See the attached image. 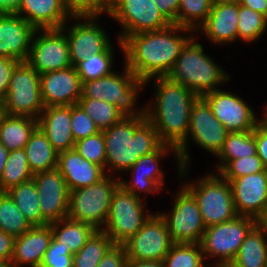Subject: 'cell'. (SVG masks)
<instances>
[{
	"label": "cell",
	"mask_w": 267,
	"mask_h": 267,
	"mask_svg": "<svg viewBox=\"0 0 267 267\" xmlns=\"http://www.w3.org/2000/svg\"><path fill=\"white\" fill-rule=\"evenodd\" d=\"M228 267H267V228L261 222L246 236Z\"/></svg>",
	"instance_id": "28"
},
{
	"label": "cell",
	"mask_w": 267,
	"mask_h": 267,
	"mask_svg": "<svg viewBox=\"0 0 267 267\" xmlns=\"http://www.w3.org/2000/svg\"><path fill=\"white\" fill-rule=\"evenodd\" d=\"M215 4H239V0H212Z\"/></svg>",
	"instance_id": "56"
},
{
	"label": "cell",
	"mask_w": 267,
	"mask_h": 267,
	"mask_svg": "<svg viewBox=\"0 0 267 267\" xmlns=\"http://www.w3.org/2000/svg\"><path fill=\"white\" fill-rule=\"evenodd\" d=\"M15 13L35 29H59L71 18L62 0H22Z\"/></svg>",
	"instance_id": "27"
},
{
	"label": "cell",
	"mask_w": 267,
	"mask_h": 267,
	"mask_svg": "<svg viewBox=\"0 0 267 267\" xmlns=\"http://www.w3.org/2000/svg\"><path fill=\"white\" fill-rule=\"evenodd\" d=\"M264 110H263V114L264 115H262V117H260V118H262L266 123H267V103H266V105L264 106V107H262Z\"/></svg>",
	"instance_id": "59"
},
{
	"label": "cell",
	"mask_w": 267,
	"mask_h": 267,
	"mask_svg": "<svg viewBox=\"0 0 267 267\" xmlns=\"http://www.w3.org/2000/svg\"><path fill=\"white\" fill-rule=\"evenodd\" d=\"M119 187L118 177L106 175L96 184L70 191L67 217L102 230L109 216L113 195Z\"/></svg>",
	"instance_id": "9"
},
{
	"label": "cell",
	"mask_w": 267,
	"mask_h": 267,
	"mask_svg": "<svg viewBox=\"0 0 267 267\" xmlns=\"http://www.w3.org/2000/svg\"><path fill=\"white\" fill-rule=\"evenodd\" d=\"M32 226L7 192H0V230L19 237Z\"/></svg>",
	"instance_id": "36"
},
{
	"label": "cell",
	"mask_w": 267,
	"mask_h": 267,
	"mask_svg": "<svg viewBox=\"0 0 267 267\" xmlns=\"http://www.w3.org/2000/svg\"><path fill=\"white\" fill-rule=\"evenodd\" d=\"M71 131L75 142L100 132L79 104L71 105Z\"/></svg>",
	"instance_id": "45"
},
{
	"label": "cell",
	"mask_w": 267,
	"mask_h": 267,
	"mask_svg": "<svg viewBox=\"0 0 267 267\" xmlns=\"http://www.w3.org/2000/svg\"><path fill=\"white\" fill-rule=\"evenodd\" d=\"M113 245V241L104 231L96 230L86 244L73 254V267H97Z\"/></svg>",
	"instance_id": "34"
},
{
	"label": "cell",
	"mask_w": 267,
	"mask_h": 267,
	"mask_svg": "<svg viewBox=\"0 0 267 267\" xmlns=\"http://www.w3.org/2000/svg\"><path fill=\"white\" fill-rule=\"evenodd\" d=\"M24 150L33 174L57 169L58 152L40 127L34 129Z\"/></svg>",
	"instance_id": "29"
},
{
	"label": "cell",
	"mask_w": 267,
	"mask_h": 267,
	"mask_svg": "<svg viewBox=\"0 0 267 267\" xmlns=\"http://www.w3.org/2000/svg\"><path fill=\"white\" fill-rule=\"evenodd\" d=\"M254 136L257 145V155L262 160L265 170H267V123L263 119L256 125Z\"/></svg>",
	"instance_id": "49"
},
{
	"label": "cell",
	"mask_w": 267,
	"mask_h": 267,
	"mask_svg": "<svg viewBox=\"0 0 267 267\" xmlns=\"http://www.w3.org/2000/svg\"><path fill=\"white\" fill-rule=\"evenodd\" d=\"M212 4V0H180L176 25L196 32L207 20Z\"/></svg>",
	"instance_id": "40"
},
{
	"label": "cell",
	"mask_w": 267,
	"mask_h": 267,
	"mask_svg": "<svg viewBox=\"0 0 267 267\" xmlns=\"http://www.w3.org/2000/svg\"><path fill=\"white\" fill-rule=\"evenodd\" d=\"M78 104L94 121L99 131L108 129L124 118L123 114L117 109L115 105L102 100L79 98Z\"/></svg>",
	"instance_id": "38"
},
{
	"label": "cell",
	"mask_w": 267,
	"mask_h": 267,
	"mask_svg": "<svg viewBox=\"0 0 267 267\" xmlns=\"http://www.w3.org/2000/svg\"><path fill=\"white\" fill-rule=\"evenodd\" d=\"M42 212V225L67 217L70 191L66 181L57 170L33 174Z\"/></svg>",
	"instance_id": "19"
},
{
	"label": "cell",
	"mask_w": 267,
	"mask_h": 267,
	"mask_svg": "<svg viewBox=\"0 0 267 267\" xmlns=\"http://www.w3.org/2000/svg\"><path fill=\"white\" fill-rule=\"evenodd\" d=\"M261 223L267 228V216L265 217V219Z\"/></svg>",
	"instance_id": "60"
},
{
	"label": "cell",
	"mask_w": 267,
	"mask_h": 267,
	"mask_svg": "<svg viewBox=\"0 0 267 267\" xmlns=\"http://www.w3.org/2000/svg\"><path fill=\"white\" fill-rule=\"evenodd\" d=\"M228 133L229 131L225 126L213 115L207 101L203 97H198L191 109L187 138L176 149L181 168L192 165V158L190 157L192 154L189 153L188 148L189 143L193 142L195 146L201 147L210 155L216 157L222 150Z\"/></svg>",
	"instance_id": "7"
},
{
	"label": "cell",
	"mask_w": 267,
	"mask_h": 267,
	"mask_svg": "<svg viewBox=\"0 0 267 267\" xmlns=\"http://www.w3.org/2000/svg\"><path fill=\"white\" fill-rule=\"evenodd\" d=\"M230 184L238 216L262 222L267 216V170L234 178Z\"/></svg>",
	"instance_id": "20"
},
{
	"label": "cell",
	"mask_w": 267,
	"mask_h": 267,
	"mask_svg": "<svg viewBox=\"0 0 267 267\" xmlns=\"http://www.w3.org/2000/svg\"><path fill=\"white\" fill-rule=\"evenodd\" d=\"M7 115L30 116L38 119L45 108L40 90V74L26 61L19 62L11 74L4 98Z\"/></svg>",
	"instance_id": "12"
},
{
	"label": "cell",
	"mask_w": 267,
	"mask_h": 267,
	"mask_svg": "<svg viewBox=\"0 0 267 267\" xmlns=\"http://www.w3.org/2000/svg\"><path fill=\"white\" fill-rule=\"evenodd\" d=\"M6 192L14 200L31 226H42V212L33 179L13 186Z\"/></svg>",
	"instance_id": "33"
},
{
	"label": "cell",
	"mask_w": 267,
	"mask_h": 267,
	"mask_svg": "<svg viewBox=\"0 0 267 267\" xmlns=\"http://www.w3.org/2000/svg\"><path fill=\"white\" fill-rule=\"evenodd\" d=\"M258 223L252 217L237 216L228 222L206 227L199 243L205 261L211 259L209 266L228 267L246 236Z\"/></svg>",
	"instance_id": "8"
},
{
	"label": "cell",
	"mask_w": 267,
	"mask_h": 267,
	"mask_svg": "<svg viewBox=\"0 0 267 267\" xmlns=\"http://www.w3.org/2000/svg\"><path fill=\"white\" fill-rule=\"evenodd\" d=\"M162 16L170 23L176 25L180 0H153Z\"/></svg>",
	"instance_id": "50"
},
{
	"label": "cell",
	"mask_w": 267,
	"mask_h": 267,
	"mask_svg": "<svg viewBox=\"0 0 267 267\" xmlns=\"http://www.w3.org/2000/svg\"><path fill=\"white\" fill-rule=\"evenodd\" d=\"M5 115H6V111H5L4 100L0 99V122L2 121Z\"/></svg>",
	"instance_id": "57"
},
{
	"label": "cell",
	"mask_w": 267,
	"mask_h": 267,
	"mask_svg": "<svg viewBox=\"0 0 267 267\" xmlns=\"http://www.w3.org/2000/svg\"><path fill=\"white\" fill-rule=\"evenodd\" d=\"M22 0H0V15L14 14L21 6Z\"/></svg>",
	"instance_id": "53"
},
{
	"label": "cell",
	"mask_w": 267,
	"mask_h": 267,
	"mask_svg": "<svg viewBox=\"0 0 267 267\" xmlns=\"http://www.w3.org/2000/svg\"><path fill=\"white\" fill-rule=\"evenodd\" d=\"M173 196L171 211H159L174 243H200L206 229L198 203L183 186Z\"/></svg>",
	"instance_id": "13"
},
{
	"label": "cell",
	"mask_w": 267,
	"mask_h": 267,
	"mask_svg": "<svg viewBox=\"0 0 267 267\" xmlns=\"http://www.w3.org/2000/svg\"><path fill=\"white\" fill-rule=\"evenodd\" d=\"M151 80L154 81V99L144 104L145 116L154 125L163 143L177 149L187 138L191 109L199 96L168 77L148 79L145 88Z\"/></svg>",
	"instance_id": "2"
},
{
	"label": "cell",
	"mask_w": 267,
	"mask_h": 267,
	"mask_svg": "<svg viewBox=\"0 0 267 267\" xmlns=\"http://www.w3.org/2000/svg\"><path fill=\"white\" fill-rule=\"evenodd\" d=\"M239 4H212L207 20L195 34L203 35L216 47L231 45L238 40Z\"/></svg>",
	"instance_id": "23"
},
{
	"label": "cell",
	"mask_w": 267,
	"mask_h": 267,
	"mask_svg": "<svg viewBox=\"0 0 267 267\" xmlns=\"http://www.w3.org/2000/svg\"><path fill=\"white\" fill-rule=\"evenodd\" d=\"M127 267H164L163 261L128 260Z\"/></svg>",
	"instance_id": "54"
},
{
	"label": "cell",
	"mask_w": 267,
	"mask_h": 267,
	"mask_svg": "<svg viewBox=\"0 0 267 267\" xmlns=\"http://www.w3.org/2000/svg\"><path fill=\"white\" fill-rule=\"evenodd\" d=\"M19 61L7 57H0V99L6 97L10 85L11 74Z\"/></svg>",
	"instance_id": "48"
},
{
	"label": "cell",
	"mask_w": 267,
	"mask_h": 267,
	"mask_svg": "<svg viewBox=\"0 0 267 267\" xmlns=\"http://www.w3.org/2000/svg\"><path fill=\"white\" fill-rule=\"evenodd\" d=\"M235 92L216 89L202 97L210 105L213 115L229 132L253 131L262 120L247 101Z\"/></svg>",
	"instance_id": "18"
},
{
	"label": "cell",
	"mask_w": 267,
	"mask_h": 267,
	"mask_svg": "<svg viewBox=\"0 0 267 267\" xmlns=\"http://www.w3.org/2000/svg\"><path fill=\"white\" fill-rule=\"evenodd\" d=\"M102 132L106 148V175L118 178L119 173L123 175L141 156L157 151L164 144L145 113L139 117H124Z\"/></svg>",
	"instance_id": "3"
},
{
	"label": "cell",
	"mask_w": 267,
	"mask_h": 267,
	"mask_svg": "<svg viewBox=\"0 0 267 267\" xmlns=\"http://www.w3.org/2000/svg\"><path fill=\"white\" fill-rule=\"evenodd\" d=\"M39 267H73V254L52 237Z\"/></svg>",
	"instance_id": "46"
},
{
	"label": "cell",
	"mask_w": 267,
	"mask_h": 267,
	"mask_svg": "<svg viewBox=\"0 0 267 267\" xmlns=\"http://www.w3.org/2000/svg\"><path fill=\"white\" fill-rule=\"evenodd\" d=\"M239 4L267 17V0H239Z\"/></svg>",
	"instance_id": "52"
},
{
	"label": "cell",
	"mask_w": 267,
	"mask_h": 267,
	"mask_svg": "<svg viewBox=\"0 0 267 267\" xmlns=\"http://www.w3.org/2000/svg\"><path fill=\"white\" fill-rule=\"evenodd\" d=\"M52 239L50 224L32 226L15 238L11 262L14 267H39Z\"/></svg>",
	"instance_id": "26"
},
{
	"label": "cell",
	"mask_w": 267,
	"mask_h": 267,
	"mask_svg": "<svg viewBox=\"0 0 267 267\" xmlns=\"http://www.w3.org/2000/svg\"><path fill=\"white\" fill-rule=\"evenodd\" d=\"M15 237L0 230V260L11 261Z\"/></svg>",
	"instance_id": "51"
},
{
	"label": "cell",
	"mask_w": 267,
	"mask_h": 267,
	"mask_svg": "<svg viewBox=\"0 0 267 267\" xmlns=\"http://www.w3.org/2000/svg\"><path fill=\"white\" fill-rule=\"evenodd\" d=\"M267 17L239 4L238 41L251 45L267 34Z\"/></svg>",
	"instance_id": "39"
},
{
	"label": "cell",
	"mask_w": 267,
	"mask_h": 267,
	"mask_svg": "<svg viewBox=\"0 0 267 267\" xmlns=\"http://www.w3.org/2000/svg\"><path fill=\"white\" fill-rule=\"evenodd\" d=\"M57 170L69 191L96 184L106 176L101 166L84 159L75 149L58 153Z\"/></svg>",
	"instance_id": "24"
},
{
	"label": "cell",
	"mask_w": 267,
	"mask_h": 267,
	"mask_svg": "<svg viewBox=\"0 0 267 267\" xmlns=\"http://www.w3.org/2000/svg\"><path fill=\"white\" fill-rule=\"evenodd\" d=\"M26 62L39 74L71 66L69 43L61 29H36Z\"/></svg>",
	"instance_id": "16"
},
{
	"label": "cell",
	"mask_w": 267,
	"mask_h": 267,
	"mask_svg": "<svg viewBox=\"0 0 267 267\" xmlns=\"http://www.w3.org/2000/svg\"><path fill=\"white\" fill-rule=\"evenodd\" d=\"M163 263L164 267H209L199 243H174Z\"/></svg>",
	"instance_id": "37"
},
{
	"label": "cell",
	"mask_w": 267,
	"mask_h": 267,
	"mask_svg": "<svg viewBox=\"0 0 267 267\" xmlns=\"http://www.w3.org/2000/svg\"><path fill=\"white\" fill-rule=\"evenodd\" d=\"M121 27L118 39L140 32L158 31L171 24L162 16L153 0H112L109 13Z\"/></svg>",
	"instance_id": "15"
},
{
	"label": "cell",
	"mask_w": 267,
	"mask_h": 267,
	"mask_svg": "<svg viewBox=\"0 0 267 267\" xmlns=\"http://www.w3.org/2000/svg\"><path fill=\"white\" fill-rule=\"evenodd\" d=\"M52 237L64 248H68L72 254L77 253L96 231L88 223L76 221L65 217L59 221L50 223Z\"/></svg>",
	"instance_id": "31"
},
{
	"label": "cell",
	"mask_w": 267,
	"mask_h": 267,
	"mask_svg": "<svg viewBox=\"0 0 267 267\" xmlns=\"http://www.w3.org/2000/svg\"><path fill=\"white\" fill-rule=\"evenodd\" d=\"M71 17L109 15L112 0H62Z\"/></svg>",
	"instance_id": "43"
},
{
	"label": "cell",
	"mask_w": 267,
	"mask_h": 267,
	"mask_svg": "<svg viewBox=\"0 0 267 267\" xmlns=\"http://www.w3.org/2000/svg\"><path fill=\"white\" fill-rule=\"evenodd\" d=\"M33 178L28 166L24 149L9 151L3 174L0 178V192H6L11 187L27 182Z\"/></svg>",
	"instance_id": "35"
},
{
	"label": "cell",
	"mask_w": 267,
	"mask_h": 267,
	"mask_svg": "<svg viewBox=\"0 0 267 267\" xmlns=\"http://www.w3.org/2000/svg\"><path fill=\"white\" fill-rule=\"evenodd\" d=\"M257 155L254 130L246 132H229L224 146L216 156L214 172H220L231 160Z\"/></svg>",
	"instance_id": "32"
},
{
	"label": "cell",
	"mask_w": 267,
	"mask_h": 267,
	"mask_svg": "<svg viewBox=\"0 0 267 267\" xmlns=\"http://www.w3.org/2000/svg\"><path fill=\"white\" fill-rule=\"evenodd\" d=\"M265 170L258 155L231 160L219 174L227 181L248 174H257Z\"/></svg>",
	"instance_id": "44"
},
{
	"label": "cell",
	"mask_w": 267,
	"mask_h": 267,
	"mask_svg": "<svg viewBox=\"0 0 267 267\" xmlns=\"http://www.w3.org/2000/svg\"><path fill=\"white\" fill-rule=\"evenodd\" d=\"M171 152V153H170ZM169 154H174L173 156L176 165L177 172L179 174L181 170V165L179 163L176 149L173 146L163 144L157 151L141 156L135 164L130 167L125 173H131L129 180L125 177H119L120 186L134 196L139 197L143 200V195H153L156 192H162L165 187V172L160 168V162ZM128 172V173H127ZM144 193V194H143Z\"/></svg>",
	"instance_id": "14"
},
{
	"label": "cell",
	"mask_w": 267,
	"mask_h": 267,
	"mask_svg": "<svg viewBox=\"0 0 267 267\" xmlns=\"http://www.w3.org/2000/svg\"><path fill=\"white\" fill-rule=\"evenodd\" d=\"M9 151L6 147L0 142V178L3 174L5 164L7 162Z\"/></svg>",
	"instance_id": "55"
},
{
	"label": "cell",
	"mask_w": 267,
	"mask_h": 267,
	"mask_svg": "<svg viewBox=\"0 0 267 267\" xmlns=\"http://www.w3.org/2000/svg\"><path fill=\"white\" fill-rule=\"evenodd\" d=\"M128 257L123 245L114 244L97 267H127Z\"/></svg>",
	"instance_id": "47"
},
{
	"label": "cell",
	"mask_w": 267,
	"mask_h": 267,
	"mask_svg": "<svg viewBox=\"0 0 267 267\" xmlns=\"http://www.w3.org/2000/svg\"><path fill=\"white\" fill-rule=\"evenodd\" d=\"M99 19L98 16L71 17L62 26L69 43L72 66L97 53H115L114 44Z\"/></svg>",
	"instance_id": "11"
},
{
	"label": "cell",
	"mask_w": 267,
	"mask_h": 267,
	"mask_svg": "<svg viewBox=\"0 0 267 267\" xmlns=\"http://www.w3.org/2000/svg\"><path fill=\"white\" fill-rule=\"evenodd\" d=\"M74 149L86 160L101 166L106 173V148L103 132L75 142Z\"/></svg>",
	"instance_id": "42"
},
{
	"label": "cell",
	"mask_w": 267,
	"mask_h": 267,
	"mask_svg": "<svg viewBox=\"0 0 267 267\" xmlns=\"http://www.w3.org/2000/svg\"><path fill=\"white\" fill-rule=\"evenodd\" d=\"M189 168H181L179 174L177 173L178 179L181 178V184L197 201L204 225L210 227L236 218L238 214L230 182L218 172L212 173L213 171L199 177L196 181H186L190 175Z\"/></svg>",
	"instance_id": "5"
},
{
	"label": "cell",
	"mask_w": 267,
	"mask_h": 267,
	"mask_svg": "<svg viewBox=\"0 0 267 267\" xmlns=\"http://www.w3.org/2000/svg\"><path fill=\"white\" fill-rule=\"evenodd\" d=\"M114 56L115 53H97L79 62L75 67L82 84L111 74L114 71Z\"/></svg>",
	"instance_id": "41"
},
{
	"label": "cell",
	"mask_w": 267,
	"mask_h": 267,
	"mask_svg": "<svg viewBox=\"0 0 267 267\" xmlns=\"http://www.w3.org/2000/svg\"><path fill=\"white\" fill-rule=\"evenodd\" d=\"M0 267H14L11 261H1L0 260Z\"/></svg>",
	"instance_id": "58"
},
{
	"label": "cell",
	"mask_w": 267,
	"mask_h": 267,
	"mask_svg": "<svg viewBox=\"0 0 267 267\" xmlns=\"http://www.w3.org/2000/svg\"><path fill=\"white\" fill-rule=\"evenodd\" d=\"M194 34L190 28L171 24L162 30L127 36L122 42L117 38L116 44L122 51L126 67L138 79L146 81L167 77L182 47Z\"/></svg>",
	"instance_id": "1"
},
{
	"label": "cell",
	"mask_w": 267,
	"mask_h": 267,
	"mask_svg": "<svg viewBox=\"0 0 267 267\" xmlns=\"http://www.w3.org/2000/svg\"><path fill=\"white\" fill-rule=\"evenodd\" d=\"M123 72L111 74L83 83L80 98L98 99L113 104L124 117L144 114V105L137 106V98L145 89V81L138 79L123 63Z\"/></svg>",
	"instance_id": "6"
},
{
	"label": "cell",
	"mask_w": 267,
	"mask_h": 267,
	"mask_svg": "<svg viewBox=\"0 0 267 267\" xmlns=\"http://www.w3.org/2000/svg\"><path fill=\"white\" fill-rule=\"evenodd\" d=\"M37 121L38 127L45 133L58 153L74 149L75 140L71 131V105L45 107Z\"/></svg>",
	"instance_id": "25"
},
{
	"label": "cell",
	"mask_w": 267,
	"mask_h": 267,
	"mask_svg": "<svg viewBox=\"0 0 267 267\" xmlns=\"http://www.w3.org/2000/svg\"><path fill=\"white\" fill-rule=\"evenodd\" d=\"M147 200L126 192L121 186L110 203L109 216L102 231L114 244L122 245L135 235L154 211H146Z\"/></svg>",
	"instance_id": "10"
},
{
	"label": "cell",
	"mask_w": 267,
	"mask_h": 267,
	"mask_svg": "<svg viewBox=\"0 0 267 267\" xmlns=\"http://www.w3.org/2000/svg\"><path fill=\"white\" fill-rule=\"evenodd\" d=\"M223 68L204 52L203 44L198 42V35L194 34L182 47L167 77L202 97L230 81V74Z\"/></svg>",
	"instance_id": "4"
},
{
	"label": "cell",
	"mask_w": 267,
	"mask_h": 267,
	"mask_svg": "<svg viewBox=\"0 0 267 267\" xmlns=\"http://www.w3.org/2000/svg\"><path fill=\"white\" fill-rule=\"evenodd\" d=\"M82 81L76 67L40 74L41 98L45 107L78 104Z\"/></svg>",
	"instance_id": "21"
},
{
	"label": "cell",
	"mask_w": 267,
	"mask_h": 267,
	"mask_svg": "<svg viewBox=\"0 0 267 267\" xmlns=\"http://www.w3.org/2000/svg\"><path fill=\"white\" fill-rule=\"evenodd\" d=\"M37 126L33 117L6 114L0 122V142L8 151L24 149Z\"/></svg>",
	"instance_id": "30"
},
{
	"label": "cell",
	"mask_w": 267,
	"mask_h": 267,
	"mask_svg": "<svg viewBox=\"0 0 267 267\" xmlns=\"http://www.w3.org/2000/svg\"><path fill=\"white\" fill-rule=\"evenodd\" d=\"M35 28L18 14L0 15V57L25 62Z\"/></svg>",
	"instance_id": "22"
},
{
	"label": "cell",
	"mask_w": 267,
	"mask_h": 267,
	"mask_svg": "<svg viewBox=\"0 0 267 267\" xmlns=\"http://www.w3.org/2000/svg\"><path fill=\"white\" fill-rule=\"evenodd\" d=\"M173 244L165 220L153 212L142 228L122 245L128 260L163 261Z\"/></svg>",
	"instance_id": "17"
}]
</instances>
